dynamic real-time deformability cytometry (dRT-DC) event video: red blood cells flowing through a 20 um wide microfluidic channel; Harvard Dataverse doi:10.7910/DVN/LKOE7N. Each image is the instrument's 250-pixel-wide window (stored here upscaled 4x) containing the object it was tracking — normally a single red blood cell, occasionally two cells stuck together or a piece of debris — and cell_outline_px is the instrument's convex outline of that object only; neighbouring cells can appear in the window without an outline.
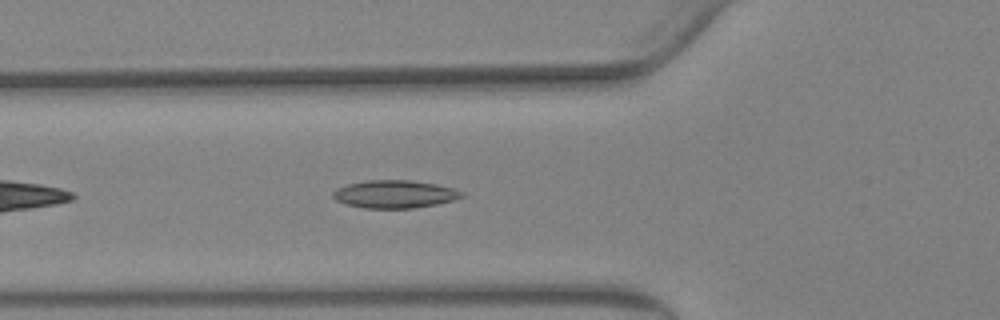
{"species": "Egyptian fruit bat (a non-hibernating species)", "species_latin": "Rousettus aegyptiacus", "temperature_condition": "warm", "stored_images_in_passage": 43, "camera_frame_rate_fps": 3000, "um_per_image_px": 0.085, "animal": {"sex": "female"}, "frame": {"image": 1, "passage_image": 7, "time_ms": 2.0, "image_size_px": [1000, 320], "cell_outline_px": [[464, 196], [452, 200], [436, 204], [412, 208], [364, 208], [348, 204], [336, 200], [332, 196], [332, 192], [348, 184], [368, 180], [408, 180], [436, 184], [452, 188], [464, 192]], "centroid_in_image_um": [33.56, 16.5], "position_along_channel_um": 92.2, "area_um2": 20.58}}
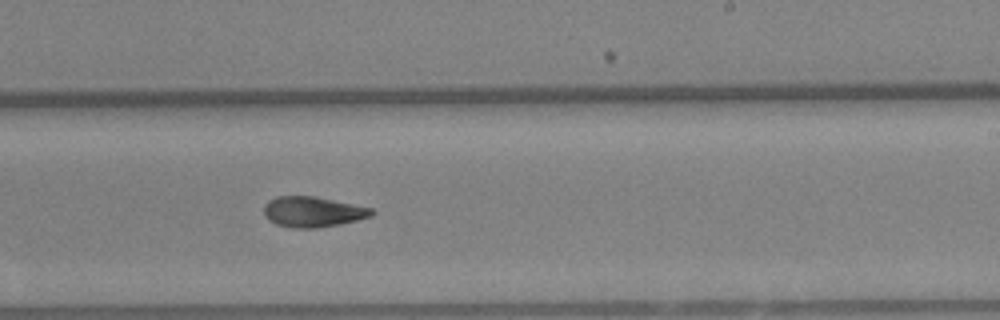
{"frame": {"image": 2, "passage_image": 21, "time_ms": 6.667, "image_size_px": [1000, 320], "cell_outline_px": [[376, 212], [372, 216], [340, 224], [316, 228], [292, 228], [276, 224], [268, 220], [264, 216], [264, 204], [268, 200], [276, 196], [312, 196], [372, 208]], "centroid_in_image_um": [26.55, 18.01], "position_along_channel_um": 262.4, "area_um2": 19.13}}
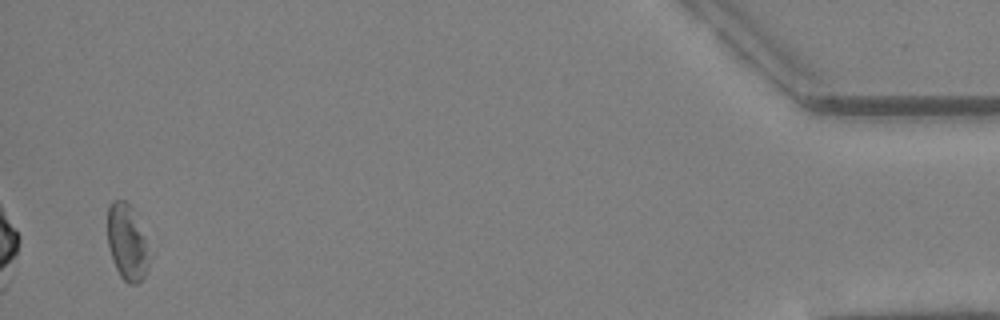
{"frame": {"image": 3, "passage_image": 41, "time_ms": 13.333, "image_size_px": [1000, 320], "cell_outline_px": [[156, 248], [148, 268], [144, 276], [136, 284], [128, 284], [120, 276], [112, 260], [108, 244], [108, 204], [112, 200], [124, 200], [132, 204]], "centroid_in_image_um": [10.94, 20.55], "position_along_channel_um": 424.3, "area_um2": 20.29}, "authors_computed_cell_mechanics": {"area_um2": 19.363, "velocity_mm_per_s": 3.6623, "shape_relaxation_time_tau1_ms": null, "shape_relaxation_time_tau2_ms": 4.2394, "deformation_change_tau1": null, "deformation_change_tau2": 0.098}}